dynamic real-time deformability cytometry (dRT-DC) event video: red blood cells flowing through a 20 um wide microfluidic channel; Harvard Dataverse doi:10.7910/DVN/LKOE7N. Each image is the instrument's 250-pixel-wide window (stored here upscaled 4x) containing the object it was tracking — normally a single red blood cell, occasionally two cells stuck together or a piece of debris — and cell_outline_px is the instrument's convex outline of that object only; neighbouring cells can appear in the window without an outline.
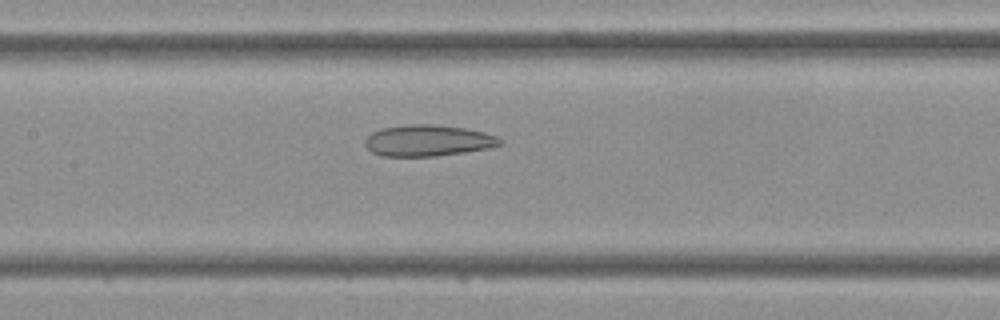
{"species": "Egyptian fruit bat (a non-hibernating species)", "species_latin": "Rousettus aegyptiacus", "temperature_condition": "cold", "stored_images_in_passage": 31, "camera_frame_rate_fps": 3000, "um_per_image_px": 0.085, "frame": {"image": 1, "passage_image": 15, "time_ms": 4.667, "image_size_px": [1000, 320], "cell_outline_px": [[504, 144], [488, 148], [464, 152], [436, 156], [380, 156], [372, 152], [364, 144], [364, 140], [372, 132], [380, 128], [412, 124], [432, 124], [464, 128], [484, 132], [496, 136], [504, 140]], "centroid_in_image_um": [36.38, 11.95], "position_along_channel_um": 171.0, "area_um2": 24.68}}
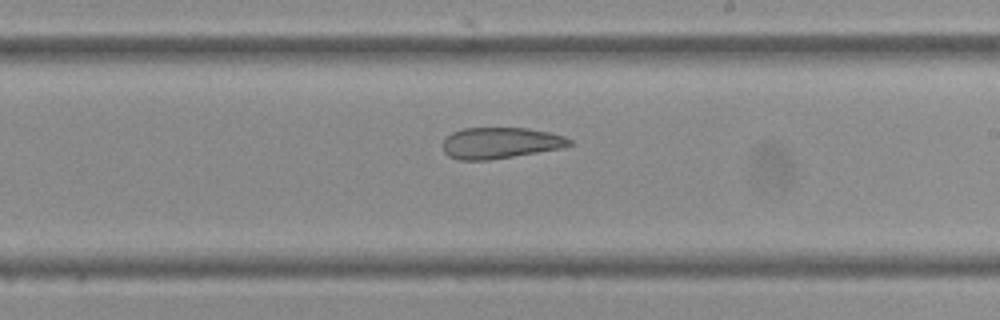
{"frame": {"image": 2, "passage_image": 20, "time_ms": 6.333, "image_size_px": [1000, 320], "cell_outline_px": [[572, 144], [564, 148], [488, 160], [460, 160], [448, 156], [444, 152], [444, 140], [452, 132], [464, 128], [528, 128], [548, 132], [564, 136], [572, 140]], "centroid_in_image_um": [42.55, 12.15], "position_along_channel_um": 246.5, "area_um2": 22.95}}
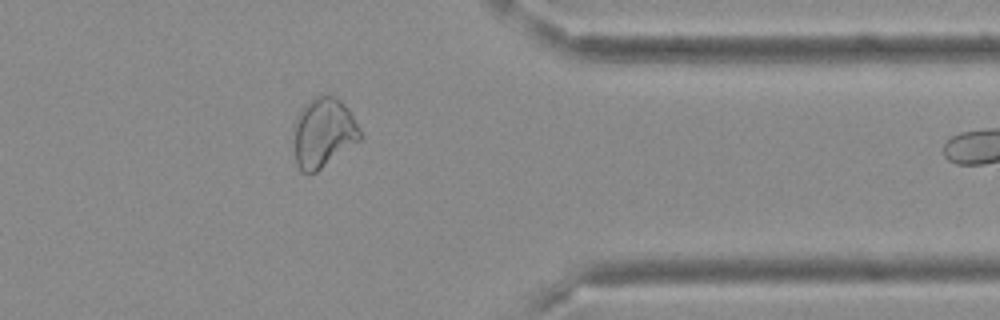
{"frame": {"image": 3, "passage_image": 30, "time_ms": 9.667, "image_size_px": [1000, 320], "cell_outline_px": [[360, 140], [316, 172], [300, 172], [296, 164], [292, 132], [292, 124], [304, 104], [316, 96], [336, 96], [348, 108], [360, 128]], "centroid_in_image_um": [27.44, 11.28], "position_along_channel_um": 384.0, "area_um2": 27.11}}